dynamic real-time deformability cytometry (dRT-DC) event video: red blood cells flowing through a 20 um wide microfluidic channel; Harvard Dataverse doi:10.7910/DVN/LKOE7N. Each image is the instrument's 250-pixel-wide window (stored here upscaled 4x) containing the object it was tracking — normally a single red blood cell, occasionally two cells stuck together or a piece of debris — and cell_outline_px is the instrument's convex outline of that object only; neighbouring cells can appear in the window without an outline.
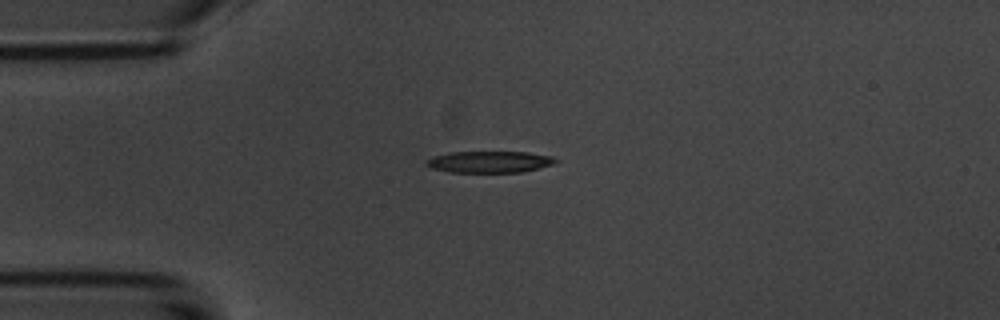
{"species": "common noctule bat (a hibernating species)", "species_latin": "Nyctalus noctula", "temperature_condition": "room temperature", "stored_images_in_passage": 2, "camera_frame_rate_fps": 3000, "um_per_image_px": 0.085, "animal": {"sex": "male", "body_mass_g": 20.1, "forearm_length_mm": 53.5}, "frame": {"image": 1, "passage_image": 2, "time_ms": 1.333, "image_size_px": [1000, 320], "cell_outline_px": [[560, 160], [552, 164], [540, 168], [524, 172], [448, 172], [432, 168], [424, 164], [424, 160], [432, 156], [452, 152], [528, 152], [552, 156]], "centroid_in_image_um": [41.6, 13.76], "position_along_channel_um": 43.4, "area_um2": 16.42}}